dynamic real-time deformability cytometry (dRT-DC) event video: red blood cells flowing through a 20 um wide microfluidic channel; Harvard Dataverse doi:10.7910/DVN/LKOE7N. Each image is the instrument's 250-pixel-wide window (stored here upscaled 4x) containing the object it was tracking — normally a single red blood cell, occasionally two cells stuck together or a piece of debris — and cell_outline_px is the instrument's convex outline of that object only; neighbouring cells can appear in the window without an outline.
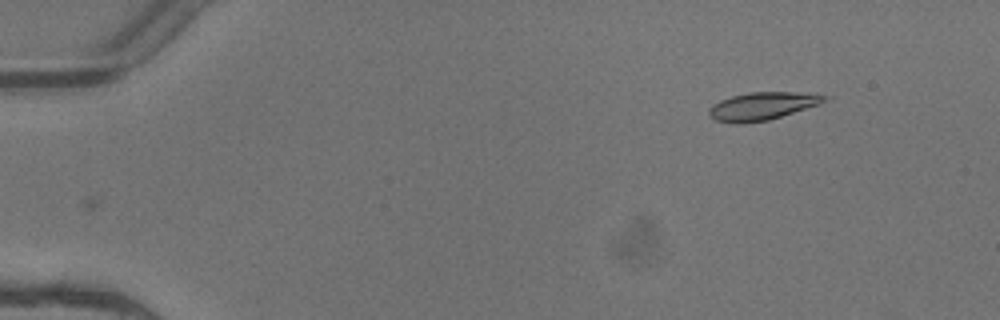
{"species": "common noctule bat (a hibernating species)", "species_latin": "Nyctalus noctula", "temperature_condition": "warm", "stored_images_in_passage": 4, "camera_frame_rate_fps": 3000, "um_per_image_px": 0.085, "animal": {"sex": "female"}, "frame": {"image": 1, "passage_image": 4, "time_ms": 1.0, "image_size_px": [1000, 320], "cell_outline_px": [[824, 100], [820, 104], [768, 120], [740, 124], [736, 124], [716, 120], [708, 116], [708, 108], [712, 104], [720, 100], [732, 96], [748, 92], [816, 92], [824, 96]], "centroid_in_image_um": [64.75, 9.01], "position_along_channel_um": 20.3, "area_um2": 18.79}}